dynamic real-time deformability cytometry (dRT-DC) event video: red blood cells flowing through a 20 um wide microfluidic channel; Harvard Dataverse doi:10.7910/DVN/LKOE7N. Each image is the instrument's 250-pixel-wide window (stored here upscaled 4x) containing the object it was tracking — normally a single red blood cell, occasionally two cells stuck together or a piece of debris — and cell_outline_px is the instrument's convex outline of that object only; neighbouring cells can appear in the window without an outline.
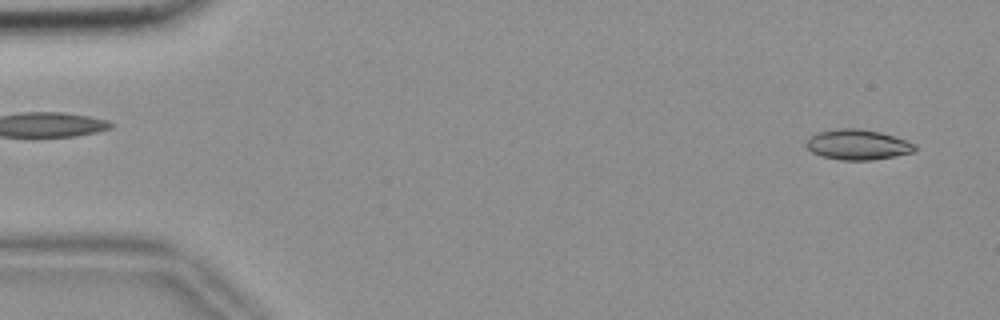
{"species": "common noctule bat (a hibernating species)", "species_latin": "Nyctalus noctula", "temperature_condition": "room temperature", "stored_images_in_passage": 55, "camera_frame_rate_fps": 3000, "um_per_image_px": 0.085, "animal": {"sex": "female", "body_mass_g": 18.4}, "frame": {"image": 1, "passage_image": 3, "time_ms": 0.667, "image_size_px": [1000, 320], "cell_outline_px": [[916, 152], [872, 160], [840, 160], [820, 156], [812, 152], [804, 144], [812, 136], [820, 132], [844, 128], [860, 128], [880, 132], [908, 140], [916, 144]], "centroid_in_image_um": [72.95, 12.3], "position_along_channel_um": 12.0, "area_um2": 19.19}}
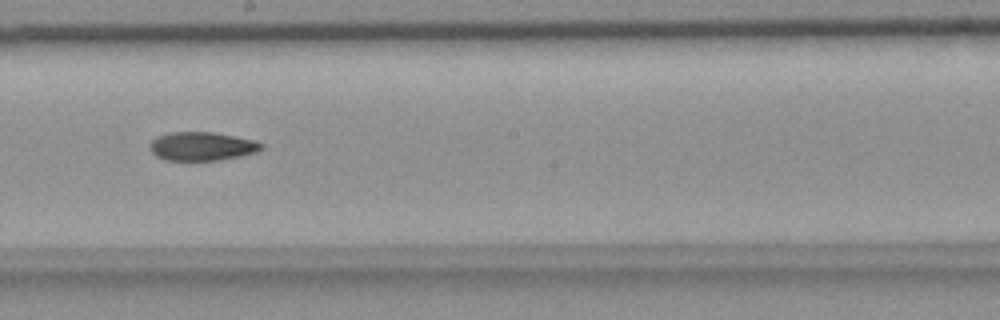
{"frame": {"image": 2, "passage_image": 31, "time_ms": 10.0, "image_size_px": [1000, 320], "cell_outline_px": [[264, 148], [256, 152], [240, 156], [220, 160], [164, 160], [156, 156], [148, 148], [152, 140], [156, 136], [168, 132], [212, 132], [256, 140], [264, 144]], "centroid_in_image_um": [17.16, 12.43], "position_along_channel_um": 231.0, "area_um2": 18.79}}
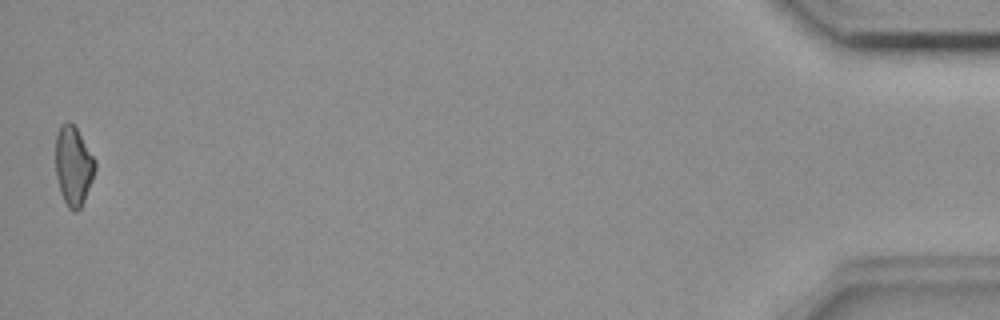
{"frame": {"image": 3, "passage_image": 55, "time_ms": 18.0, "image_size_px": [1000, 320], "cell_outline_px": [[96, 168], [92, 180], [84, 200], [80, 208], [76, 212], [72, 212], [68, 208], [60, 192], [56, 176], [56, 136], [60, 124], [68, 120], [76, 128], [96, 160]], "centroid_in_image_um": [6.23, 14.1], "position_along_channel_um": 429.0, "area_um2": 18.26}}